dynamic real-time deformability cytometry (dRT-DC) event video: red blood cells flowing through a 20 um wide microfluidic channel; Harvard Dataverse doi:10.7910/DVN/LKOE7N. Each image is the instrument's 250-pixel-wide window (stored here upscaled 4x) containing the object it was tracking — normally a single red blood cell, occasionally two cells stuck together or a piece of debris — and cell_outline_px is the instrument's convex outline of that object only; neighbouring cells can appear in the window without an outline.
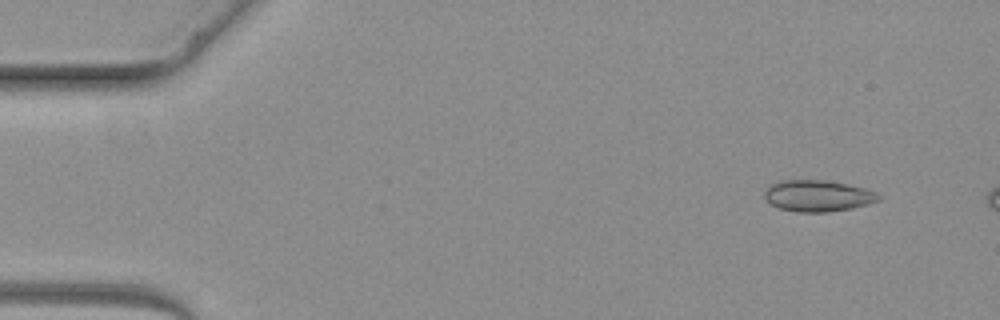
{"species": "common noctule bat (a hibernating species)", "species_latin": "Nyctalus noctula", "temperature_condition": "warm", "stored_images_in_passage": 2, "camera_frame_rate_fps": 3000, "um_per_image_px": 0.085, "animal": {"sex": "female", "body_mass_g": 19.3, "forearm_length_mm": 54.1}, "frame": {"image": 1, "passage_image": 1, "time_ms": 0.0, "image_size_px": [1000, 320], "cell_outline_px": [[880, 200], [868, 204], [852, 208], [828, 212], [796, 212], [780, 208], [772, 204], [764, 196], [764, 192], [772, 184], [780, 180], [828, 180], [848, 184], [864, 188], [876, 192], [880, 196]], "centroid_in_image_um": [69.54, 16.64], "position_along_channel_um": 15.5, "area_um2": 20.81}}